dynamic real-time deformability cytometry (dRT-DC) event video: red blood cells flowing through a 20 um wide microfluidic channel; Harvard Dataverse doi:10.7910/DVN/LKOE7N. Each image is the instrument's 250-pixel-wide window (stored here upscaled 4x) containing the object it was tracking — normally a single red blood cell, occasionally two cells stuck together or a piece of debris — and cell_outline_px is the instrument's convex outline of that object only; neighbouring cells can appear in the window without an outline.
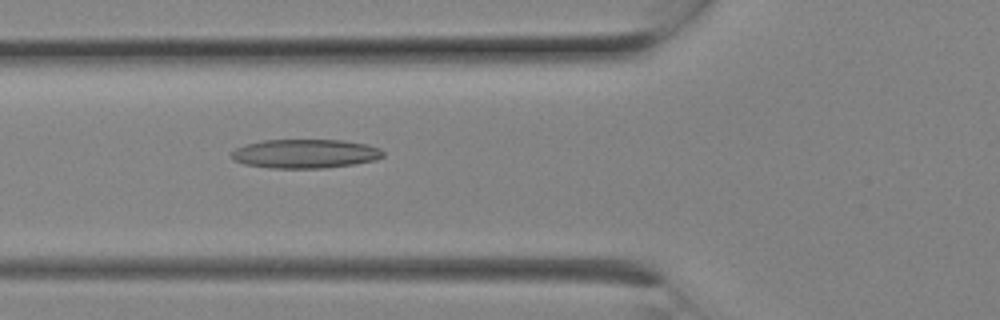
{"species": "Egyptian fruit bat (a non-hibernating species)", "species_latin": "Rousettus aegyptiacus", "temperature_condition": "room temperature", "stored_images_in_passage": 3, "camera_frame_rate_fps": 3000, "um_per_image_px": 0.085, "animal": {"sex": "female"}, "frame": {"image": 1, "passage_image": 3, "time_ms": 0.667, "image_size_px": [1000, 320], "cell_outline_px": [[384, 156], [376, 160], [352, 164], [324, 168], [268, 168], [244, 164], [236, 160], [232, 156], [232, 152], [236, 148], [248, 144], [264, 140], [344, 140], [368, 144], [380, 148], [384, 152]], "centroid_in_image_um": [25.99, 13.06], "position_along_channel_um": 99.8, "area_um2": 25.55}}